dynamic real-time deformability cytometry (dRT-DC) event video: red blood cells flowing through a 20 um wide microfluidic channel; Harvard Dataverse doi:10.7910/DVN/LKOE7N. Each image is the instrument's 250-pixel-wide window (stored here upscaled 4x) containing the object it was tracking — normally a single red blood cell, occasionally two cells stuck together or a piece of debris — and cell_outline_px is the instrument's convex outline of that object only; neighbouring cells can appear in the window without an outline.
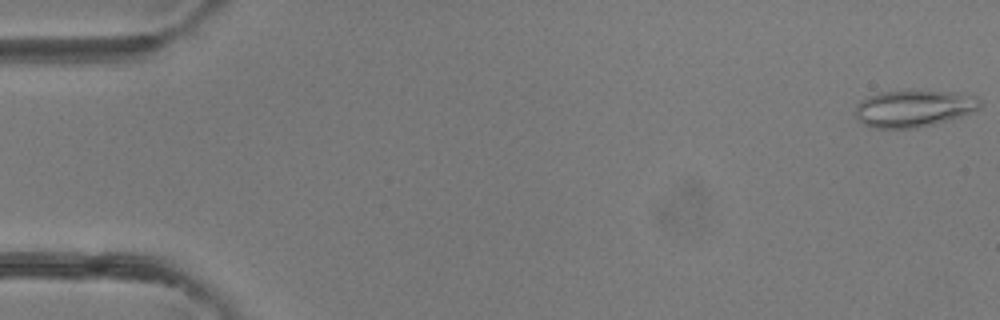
{"species": "common noctule bat (a hibernating species)", "species_latin": "Nyctalus noctula", "temperature_condition": "room temperature", "stored_images_in_passage": 42, "camera_frame_rate_fps": 3000, "um_per_image_px": 0.085, "animal": {"sex": "female"}, "frame": {"image": 1, "passage_image": 1, "time_ms": 0.0, "image_size_px": [1000, 320], "cell_outline_px": [[984, 104], [980, 108], [960, 116], [932, 124], [916, 128], [872, 128], [864, 124], [856, 116], [856, 104], [860, 100], [868, 96], [880, 92], [908, 88], [956, 92], [976, 96]], "centroid_in_image_um": [77.67, 9.17], "position_along_channel_um": 7.3, "area_um2": 27.46}}
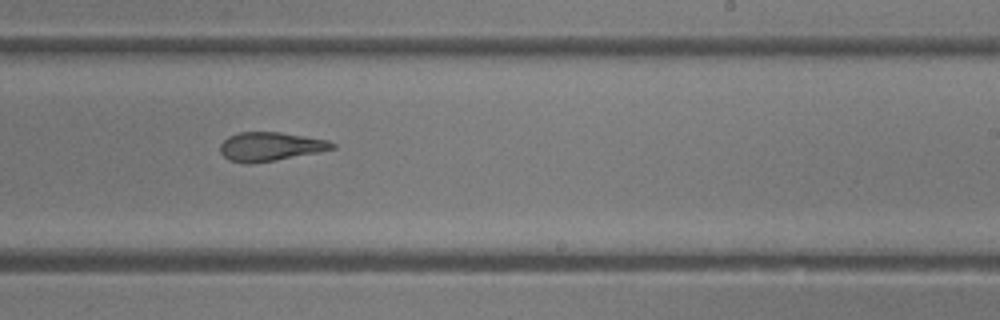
{"frame": {"image": 2, "passage_image": 26, "time_ms": 8.333, "image_size_px": [1000, 320], "cell_outline_px": [[336, 148], [276, 160], [228, 160], [220, 152], [220, 144], [228, 136], [240, 132], [280, 132], [328, 140], [336, 144]], "centroid_in_image_um": [23.01, 12.4], "position_along_channel_um": 266.0, "area_um2": 18.03}}
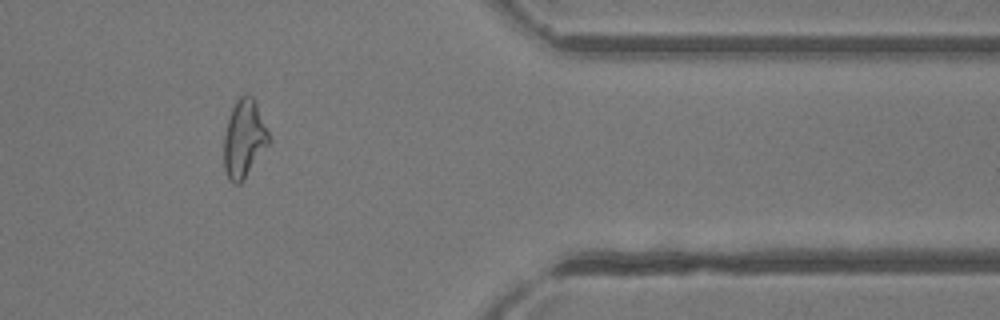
{"frame": {"image": 3, "passage_image": 35, "time_ms": 11.333, "image_size_px": [1000, 320], "cell_outline_px": [[272, 140], [240, 184], [232, 184], [228, 180], [224, 168], [224, 136], [228, 120], [232, 108], [236, 100], [240, 96], [248, 92], [256, 100]], "centroid_in_image_um": [20.76, 11.77], "position_along_channel_um": 390.6, "area_um2": 20.69}}